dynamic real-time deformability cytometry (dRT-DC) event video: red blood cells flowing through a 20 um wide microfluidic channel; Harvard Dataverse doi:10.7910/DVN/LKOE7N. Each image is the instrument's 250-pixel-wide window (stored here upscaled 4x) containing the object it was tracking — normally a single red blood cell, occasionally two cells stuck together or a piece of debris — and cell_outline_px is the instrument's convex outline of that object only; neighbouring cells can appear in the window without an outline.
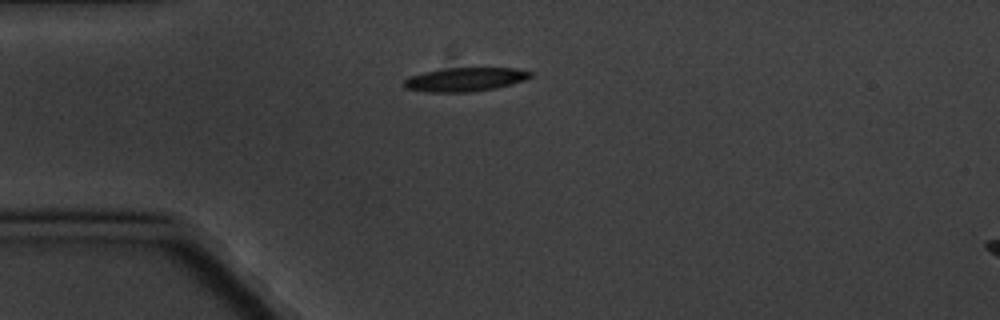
{"species": "common noctule bat (a hibernating species)", "species_latin": "Nyctalus noctula", "temperature_condition": "cold", "stored_images_in_passage": 4, "camera_frame_rate_fps": 3000, "um_per_image_px": 0.085, "animal": {"sex": "male", "body_mass_g": 20.1, "forearm_length_mm": 53.5}, "frame": {"image": 1, "passage_image": 4, "time_ms": 3.667, "image_size_px": [1000, 320], "cell_outline_px": [[532, 76], [496, 88], [468, 92], [428, 92], [404, 88], [404, 80], [408, 76], [440, 68], [516, 68], [532, 72]], "centroid_in_image_um": [39.45, 6.74], "position_along_channel_um": 45.5, "area_um2": 17.4}}